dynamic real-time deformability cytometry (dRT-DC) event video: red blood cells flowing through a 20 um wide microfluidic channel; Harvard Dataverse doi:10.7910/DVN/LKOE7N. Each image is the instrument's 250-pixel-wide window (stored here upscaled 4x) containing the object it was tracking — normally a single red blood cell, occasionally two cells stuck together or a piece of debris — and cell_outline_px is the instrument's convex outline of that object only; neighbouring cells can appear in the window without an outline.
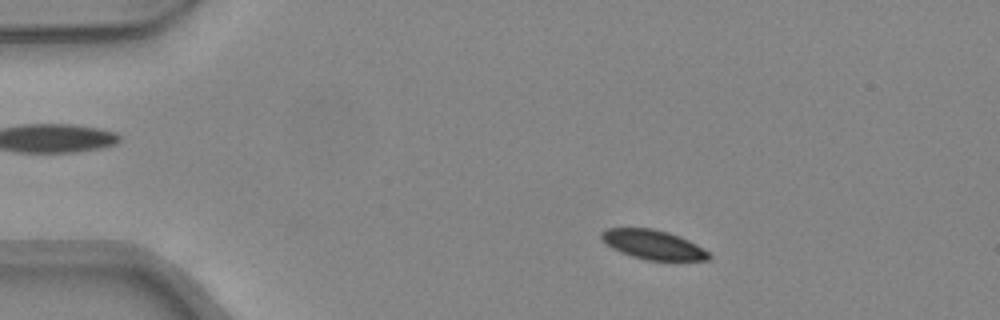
{"species": "common noctule bat (a hibernating species)", "species_latin": "Nyctalus noctula", "temperature_condition": "warm", "stored_images_in_passage": 46, "camera_frame_rate_fps": 3000, "um_per_image_px": 0.085, "animal": {"sex": "female", "body_mass_g": 24.6, "forearm_length_mm": 56.2}, "frame": {"image": 1, "passage_image": 7, "time_ms": 2.0, "image_size_px": [1000, 320], "cell_outline_px": [[712, 256], [708, 260], [644, 260], [620, 252], [612, 248], [600, 236], [600, 232], [608, 228], [652, 228], [668, 232], [680, 236], [696, 244], [708, 252]], "centroid_in_image_um": [55.51, 20.79], "position_along_channel_um": 29.5, "area_um2": 18.26}}
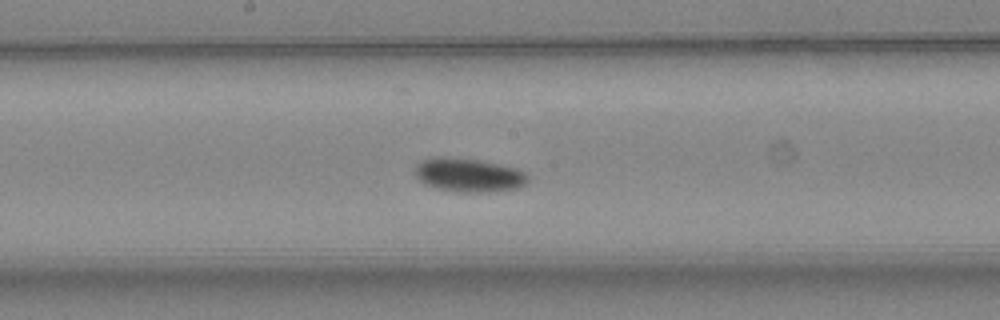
{"frame": {"image": 2, "passage_image": 24, "time_ms": 7.667, "image_size_px": [1000, 320], "cell_outline_px": [[528, 180], [520, 188], [488, 192], [460, 192], [436, 188], [424, 184], [412, 172], [416, 164], [420, 160], [436, 156], [448, 156], [480, 160], [516, 168], [524, 172], [528, 176]], "centroid_in_image_um": [39.78, 14.86], "position_along_channel_um": 208.4, "area_um2": 22.54}}
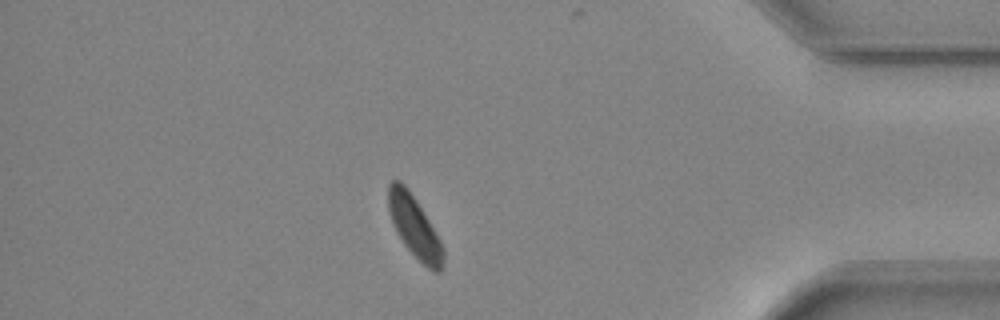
{"frame": {"image": 3, "passage_image": 40, "time_ms": 13.0, "image_size_px": [1000, 320], "cell_outline_px": [[444, 264], [440, 272], [432, 272], [404, 244], [396, 232], [388, 208], [388, 184], [392, 180], [400, 180], [408, 188], [416, 200], [440, 240], [444, 248]], "centroid_in_image_um": [35.23, 19.27], "position_along_channel_um": 400.0, "area_um2": 19.42}, "authors_computed_cell_mechanics": {"area_um2": 19.9699, "velocity_mm_per_s": 4.2983, "shape_relaxation_time_tau1_ms": 1.606, "shape_relaxation_time_tau2_ms": null, "deformation_change_tau1": 0.0531, "deformation_change_tau2": null}}